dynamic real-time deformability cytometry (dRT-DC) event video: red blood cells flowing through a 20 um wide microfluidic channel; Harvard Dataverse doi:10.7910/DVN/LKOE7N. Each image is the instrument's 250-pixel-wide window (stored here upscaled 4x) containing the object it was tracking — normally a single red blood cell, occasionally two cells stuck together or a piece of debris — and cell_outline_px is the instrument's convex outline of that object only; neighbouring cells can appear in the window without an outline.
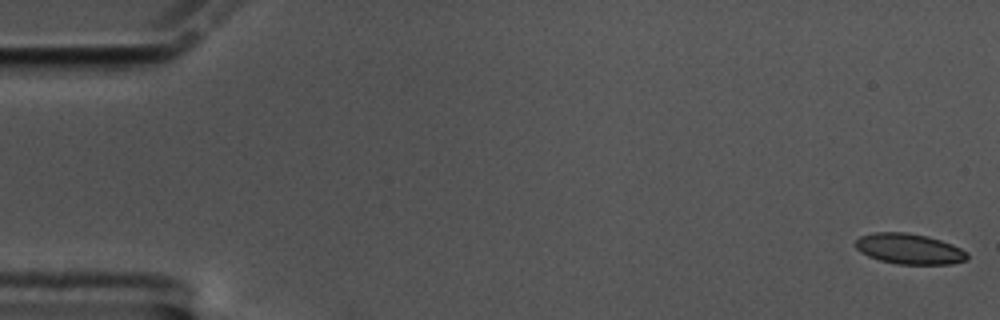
{"species": "common noctule bat (a hibernating species)", "species_latin": "Nyctalus noctula", "temperature_condition": "cold", "stored_images_in_passage": 55, "camera_frame_rate_fps": 3000, "um_per_image_px": 0.085, "animal": {"sex": "male", "body_mass_g": 17.5, "forearm_length_mm": 52.3}, "frame": {"image": 1, "passage_image": 1, "time_ms": 0.0, "image_size_px": [1000, 320], "cell_outline_px": [[968, 260], [952, 264], [900, 264], [880, 260], [868, 256], [860, 252], [856, 248], [856, 240], [860, 236], [872, 232], [908, 232], [928, 236], [952, 244], [968, 252]], "centroid_in_image_um": [77.3, 21.15], "position_along_channel_um": 7.7, "area_um2": 20.0}}
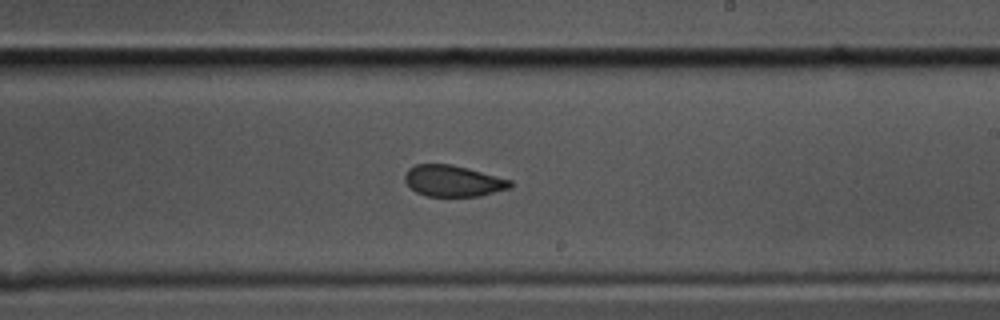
{"frame": {"image": 2, "passage_image": 35, "time_ms": 11.333, "image_size_px": [1000, 320], "cell_outline_px": [[512, 188], [480, 196], [428, 196], [416, 192], [404, 180], [404, 176], [408, 168], [416, 164], [452, 164], [468, 168], [512, 180]], "centroid_in_image_um": [38.53, 15.37], "position_along_channel_um": 250.5, "area_um2": 19.25}}
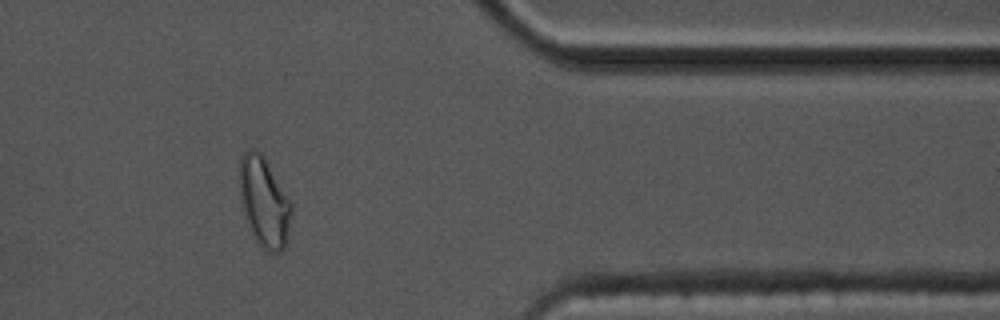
{"frame": {"image": 3, "passage_image": 49, "time_ms": 16.0, "image_size_px": [1000, 320], "cell_outline_px": [[292, 212], [284, 248], [280, 252], [268, 252], [256, 240], [244, 216], [240, 196], [240, 156], [248, 148], [252, 148], [260, 152], [264, 156], [292, 204]], "centroid_in_image_um": [22.44, 17.14], "position_along_channel_um": 389.0, "area_um2": 26.82}, "authors_computed_cell_mechanics": {"area_um2": 19.9988, "velocity_mm_per_s": 3.382, "shape_relaxation_time_tau1_ms": 8.128, "shape_relaxation_time_tau2_ms": 1.8346, "deformation_change_tau1": 0.1446, "deformation_change_tau2": 0.0446}}